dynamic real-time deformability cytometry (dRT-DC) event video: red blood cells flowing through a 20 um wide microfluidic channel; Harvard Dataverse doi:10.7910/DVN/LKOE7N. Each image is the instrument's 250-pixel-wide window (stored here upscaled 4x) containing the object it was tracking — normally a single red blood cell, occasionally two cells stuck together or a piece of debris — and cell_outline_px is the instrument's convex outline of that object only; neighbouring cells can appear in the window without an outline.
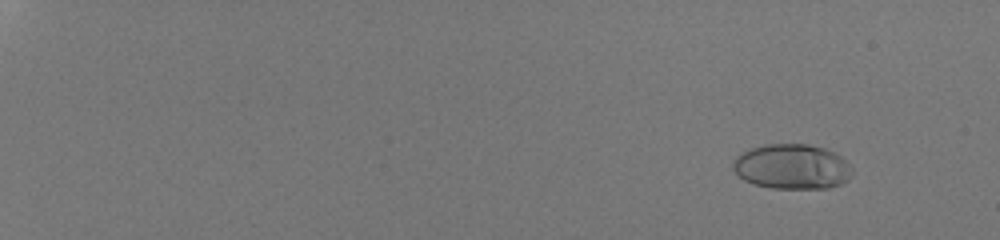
{"species": "human", "species_latin": "Homo sapiens", "temperature_condition": "room temperature", "stored_images_in_passage": 55, "camera_frame_rate_fps": 3000, "um_per_image_px": 0.085, "donor": {"sex": "male"}, "frame": {"image": 1, "passage_image": 7, "time_ms": 2.0, "image_size_px": [1000, 240], "cell_outline_px": [[852, 172], [848, 180], [840, 184], [828, 188], [768, 188], [752, 184], [744, 180], [732, 168], [732, 160], [736, 156], [752, 148], [764, 144], [808, 144], [824, 148], [840, 156], [852, 168]], "centroid_in_image_um": [67.29, 14.17], "position_along_channel_um": 17.7, "area_um2": 31.27}}
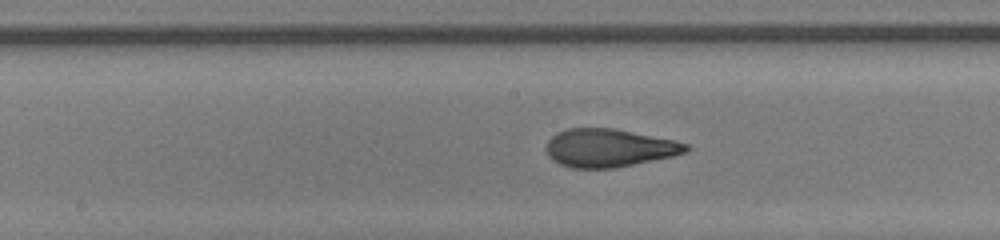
{"frame": {"image": 2, "passage_image": 35, "time_ms": 11.333, "image_size_px": [1000, 240], "cell_outline_px": [[692, 148], [688, 152], [672, 156], [616, 168], [572, 168], [560, 164], [552, 160], [548, 156], [548, 140], [556, 132], [568, 128], [616, 128], [676, 140], [688, 144]], "centroid_in_image_um": [51.81, 12.57], "position_along_channel_um": 196.4, "area_um2": 31.27}}
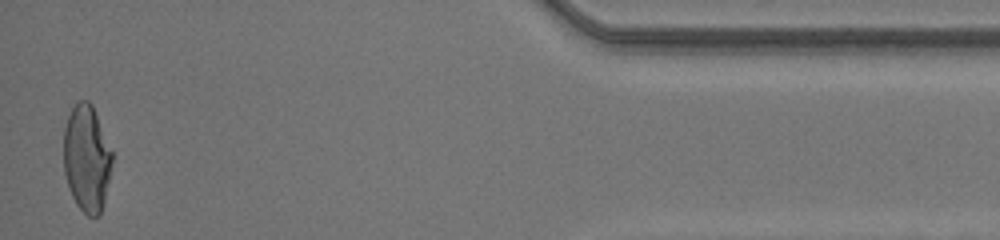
{"frame": {"image": 3, "passage_image": 55, "time_ms": 18.0, "image_size_px": [1000, 240], "cell_outline_px": [[112, 160], [104, 204], [100, 216], [88, 216], [76, 204], [72, 196], [64, 172], [64, 128], [68, 116], [72, 108], [80, 100], [88, 100], [92, 104], [112, 152]], "centroid_in_image_um": [7.37, 13.47], "position_along_channel_um": 427.8, "area_um2": 29.94}, "authors_computed_cell_mechanics": {"area_um2": 30.923, "velocity_mm_per_s": 4.2538, "shape_relaxation_time_tau1_ms": 6.405, "shape_relaxation_time_tau2_ms": null, "deformation_change_tau1": 0.2686, "deformation_change_tau2": null}}